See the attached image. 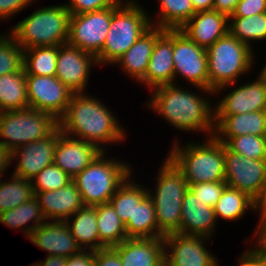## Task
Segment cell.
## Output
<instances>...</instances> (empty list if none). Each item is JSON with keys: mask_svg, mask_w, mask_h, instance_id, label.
<instances>
[{"mask_svg": "<svg viewBox=\"0 0 266 266\" xmlns=\"http://www.w3.org/2000/svg\"><path fill=\"white\" fill-rule=\"evenodd\" d=\"M259 73L260 74L258 76L266 82V64L262 66V70Z\"/></svg>", "mask_w": 266, "mask_h": 266, "instance_id": "54", "label": "cell"}, {"mask_svg": "<svg viewBox=\"0 0 266 266\" xmlns=\"http://www.w3.org/2000/svg\"><path fill=\"white\" fill-rule=\"evenodd\" d=\"M29 108L26 73L22 69L0 76V112Z\"/></svg>", "mask_w": 266, "mask_h": 266, "instance_id": "30", "label": "cell"}, {"mask_svg": "<svg viewBox=\"0 0 266 266\" xmlns=\"http://www.w3.org/2000/svg\"><path fill=\"white\" fill-rule=\"evenodd\" d=\"M10 180L0 177V214L11 210L35 196L32 182L14 174Z\"/></svg>", "mask_w": 266, "mask_h": 266, "instance_id": "37", "label": "cell"}, {"mask_svg": "<svg viewBox=\"0 0 266 266\" xmlns=\"http://www.w3.org/2000/svg\"><path fill=\"white\" fill-rule=\"evenodd\" d=\"M158 4L157 19L150 17L155 27L180 29L195 14L191 0H158Z\"/></svg>", "mask_w": 266, "mask_h": 266, "instance_id": "33", "label": "cell"}, {"mask_svg": "<svg viewBox=\"0 0 266 266\" xmlns=\"http://www.w3.org/2000/svg\"><path fill=\"white\" fill-rule=\"evenodd\" d=\"M125 229L128 238H158L155 205L149 194L135 207Z\"/></svg>", "mask_w": 266, "mask_h": 266, "instance_id": "32", "label": "cell"}, {"mask_svg": "<svg viewBox=\"0 0 266 266\" xmlns=\"http://www.w3.org/2000/svg\"><path fill=\"white\" fill-rule=\"evenodd\" d=\"M255 245L251 248V250L266 264V249L255 240Z\"/></svg>", "mask_w": 266, "mask_h": 266, "instance_id": "53", "label": "cell"}, {"mask_svg": "<svg viewBox=\"0 0 266 266\" xmlns=\"http://www.w3.org/2000/svg\"><path fill=\"white\" fill-rule=\"evenodd\" d=\"M37 0H0V21L9 20ZM12 16V17H11ZM9 18V19H8Z\"/></svg>", "mask_w": 266, "mask_h": 266, "instance_id": "44", "label": "cell"}, {"mask_svg": "<svg viewBox=\"0 0 266 266\" xmlns=\"http://www.w3.org/2000/svg\"><path fill=\"white\" fill-rule=\"evenodd\" d=\"M58 127L45 139L34 141L11 152L12 163L17 161L14 175L32 180L46 166L53 164Z\"/></svg>", "mask_w": 266, "mask_h": 266, "instance_id": "16", "label": "cell"}, {"mask_svg": "<svg viewBox=\"0 0 266 266\" xmlns=\"http://www.w3.org/2000/svg\"><path fill=\"white\" fill-rule=\"evenodd\" d=\"M98 65L96 57L78 47L58 46L56 77L74 93H85L91 68Z\"/></svg>", "mask_w": 266, "mask_h": 266, "instance_id": "15", "label": "cell"}, {"mask_svg": "<svg viewBox=\"0 0 266 266\" xmlns=\"http://www.w3.org/2000/svg\"><path fill=\"white\" fill-rule=\"evenodd\" d=\"M256 211L260 216L262 208L247 194L226 186L214 206L216 220L236 221L243 218L247 210ZM259 212V213H258Z\"/></svg>", "mask_w": 266, "mask_h": 266, "instance_id": "28", "label": "cell"}, {"mask_svg": "<svg viewBox=\"0 0 266 266\" xmlns=\"http://www.w3.org/2000/svg\"><path fill=\"white\" fill-rule=\"evenodd\" d=\"M45 260L38 261L39 266H66V259L60 256H47Z\"/></svg>", "mask_w": 266, "mask_h": 266, "instance_id": "51", "label": "cell"}, {"mask_svg": "<svg viewBox=\"0 0 266 266\" xmlns=\"http://www.w3.org/2000/svg\"><path fill=\"white\" fill-rule=\"evenodd\" d=\"M206 51L209 90L214 91V95L223 90L228 91L236 82L238 84L239 77L248 75L253 69L256 58L255 51L230 32L209 46Z\"/></svg>", "mask_w": 266, "mask_h": 266, "instance_id": "4", "label": "cell"}, {"mask_svg": "<svg viewBox=\"0 0 266 266\" xmlns=\"http://www.w3.org/2000/svg\"><path fill=\"white\" fill-rule=\"evenodd\" d=\"M23 50L9 33L0 34V76L23 69Z\"/></svg>", "mask_w": 266, "mask_h": 266, "instance_id": "39", "label": "cell"}, {"mask_svg": "<svg viewBox=\"0 0 266 266\" xmlns=\"http://www.w3.org/2000/svg\"><path fill=\"white\" fill-rule=\"evenodd\" d=\"M34 194L47 221H65L85 206L73 181L60 189Z\"/></svg>", "mask_w": 266, "mask_h": 266, "instance_id": "24", "label": "cell"}, {"mask_svg": "<svg viewBox=\"0 0 266 266\" xmlns=\"http://www.w3.org/2000/svg\"><path fill=\"white\" fill-rule=\"evenodd\" d=\"M46 221L47 220L43 216L41 207L35 196L18 207L0 214V223L12 230L15 229V231L17 229L22 230L21 232L26 238L29 237L31 232ZM30 222L32 223L31 226L28 225Z\"/></svg>", "mask_w": 266, "mask_h": 266, "instance_id": "29", "label": "cell"}, {"mask_svg": "<svg viewBox=\"0 0 266 266\" xmlns=\"http://www.w3.org/2000/svg\"><path fill=\"white\" fill-rule=\"evenodd\" d=\"M225 182L266 209V165L264 159H250L224 144Z\"/></svg>", "mask_w": 266, "mask_h": 266, "instance_id": "10", "label": "cell"}, {"mask_svg": "<svg viewBox=\"0 0 266 266\" xmlns=\"http://www.w3.org/2000/svg\"><path fill=\"white\" fill-rule=\"evenodd\" d=\"M92 96L86 92L74 93L65 113L57 120L58 128L66 136L92 143L105 151L104 145L120 144L127 135L116 115L98 97Z\"/></svg>", "mask_w": 266, "mask_h": 266, "instance_id": "2", "label": "cell"}, {"mask_svg": "<svg viewBox=\"0 0 266 266\" xmlns=\"http://www.w3.org/2000/svg\"><path fill=\"white\" fill-rule=\"evenodd\" d=\"M179 30L207 49L229 32V17L215 10L196 12Z\"/></svg>", "mask_w": 266, "mask_h": 266, "instance_id": "23", "label": "cell"}, {"mask_svg": "<svg viewBox=\"0 0 266 266\" xmlns=\"http://www.w3.org/2000/svg\"><path fill=\"white\" fill-rule=\"evenodd\" d=\"M111 18L112 7L99 11L71 14L67 43L96 57L105 43Z\"/></svg>", "mask_w": 266, "mask_h": 266, "instance_id": "12", "label": "cell"}, {"mask_svg": "<svg viewBox=\"0 0 266 266\" xmlns=\"http://www.w3.org/2000/svg\"><path fill=\"white\" fill-rule=\"evenodd\" d=\"M226 186L225 181L203 182L189 185V189L202 203L214 208Z\"/></svg>", "mask_w": 266, "mask_h": 266, "instance_id": "41", "label": "cell"}, {"mask_svg": "<svg viewBox=\"0 0 266 266\" xmlns=\"http://www.w3.org/2000/svg\"><path fill=\"white\" fill-rule=\"evenodd\" d=\"M28 240L47 256L68 258L82 250L65 221H46L31 232Z\"/></svg>", "mask_w": 266, "mask_h": 266, "instance_id": "19", "label": "cell"}, {"mask_svg": "<svg viewBox=\"0 0 266 266\" xmlns=\"http://www.w3.org/2000/svg\"><path fill=\"white\" fill-rule=\"evenodd\" d=\"M11 163V152L5 146L0 144V177H3L6 174Z\"/></svg>", "mask_w": 266, "mask_h": 266, "instance_id": "50", "label": "cell"}, {"mask_svg": "<svg viewBox=\"0 0 266 266\" xmlns=\"http://www.w3.org/2000/svg\"><path fill=\"white\" fill-rule=\"evenodd\" d=\"M58 46H37L23 50L26 75L55 76Z\"/></svg>", "mask_w": 266, "mask_h": 266, "instance_id": "35", "label": "cell"}, {"mask_svg": "<svg viewBox=\"0 0 266 266\" xmlns=\"http://www.w3.org/2000/svg\"><path fill=\"white\" fill-rule=\"evenodd\" d=\"M240 0H214L213 10L230 17Z\"/></svg>", "mask_w": 266, "mask_h": 266, "instance_id": "49", "label": "cell"}, {"mask_svg": "<svg viewBox=\"0 0 266 266\" xmlns=\"http://www.w3.org/2000/svg\"><path fill=\"white\" fill-rule=\"evenodd\" d=\"M253 111H266V82L259 76L226 92L214 105V115H235Z\"/></svg>", "mask_w": 266, "mask_h": 266, "instance_id": "17", "label": "cell"}, {"mask_svg": "<svg viewBox=\"0 0 266 266\" xmlns=\"http://www.w3.org/2000/svg\"><path fill=\"white\" fill-rule=\"evenodd\" d=\"M58 127L47 112L33 108L0 112V144L10 152L34 141L45 139Z\"/></svg>", "mask_w": 266, "mask_h": 266, "instance_id": "9", "label": "cell"}, {"mask_svg": "<svg viewBox=\"0 0 266 266\" xmlns=\"http://www.w3.org/2000/svg\"><path fill=\"white\" fill-rule=\"evenodd\" d=\"M112 248L123 266H165L163 238H128Z\"/></svg>", "mask_w": 266, "mask_h": 266, "instance_id": "22", "label": "cell"}, {"mask_svg": "<svg viewBox=\"0 0 266 266\" xmlns=\"http://www.w3.org/2000/svg\"><path fill=\"white\" fill-rule=\"evenodd\" d=\"M96 145L63 134L58 128L54 161L59 168L74 178L86 168L100 153Z\"/></svg>", "mask_w": 266, "mask_h": 266, "instance_id": "18", "label": "cell"}, {"mask_svg": "<svg viewBox=\"0 0 266 266\" xmlns=\"http://www.w3.org/2000/svg\"><path fill=\"white\" fill-rule=\"evenodd\" d=\"M174 84L180 76L188 84L209 89L207 51L179 29H173Z\"/></svg>", "mask_w": 266, "mask_h": 266, "instance_id": "11", "label": "cell"}, {"mask_svg": "<svg viewBox=\"0 0 266 266\" xmlns=\"http://www.w3.org/2000/svg\"><path fill=\"white\" fill-rule=\"evenodd\" d=\"M229 32L252 49V42L266 41V12L250 17H229Z\"/></svg>", "mask_w": 266, "mask_h": 266, "instance_id": "36", "label": "cell"}, {"mask_svg": "<svg viewBox=\"0 0 266 266\" xmlns=\"http://www.w3.org/2000/svg\"><path fill=\"white\" fill-rule=\"evenodd\" d=\"M99 249L114 247L125 239V224L110 203L96 205Z\"/></svg>", "mask_w": 266, "mask_h": 266, "instance_id": "31", "label": "cell"}, {"mask_svg": "<svg viewBox=\"0 0 266 266\" xmlns=\"http://www.w3.org/2000/svg\"><path fill=\"white\" fill-rule=\"evenodd\" d=\"M29 108L50 113L58 120L66 111L72 92L56 76L26 75Z\"/></svg>", "mask_w": 266, "mask_h": 266, "instance_id": "13", "label": "cell"}, {"mask_svg": "<svg viewBox=\"0 0 266 266\" xmlns=\"http://www.w3.org/2000/svg\"><path fill=\"white\" fill-rule=\"evenodd\" d=\"M256 228L252 239L256 238V240L266 249V209L262 210Z\"/></svg>", "mask_w": 266, "mask_h": 266, "instance_id": "47", "label": "cell"}, {"mask_svg": "<svg viewBox=\"0 0 266 266\" xmlns=\"http://www.w3.org/2000/svg\"><path fill=\"white\" fill-rule=\"evenodd\" d=\"M194 12L213 10L214 0H191Z\"/></svg>", "mask_w": 266, "mask_h": 266, "instance_id": "52", "label": "cell"}, {"mask_svg": "<svg viewBox=\"0 0 266 266\" xmlns=\"http://www.w3.org/2000/svg\"><path fill=\"white\" fill-rule=\"evenodd\" d=\"M65 222L82 250H99L96 206L80 208Z\"/></svg>", "mask_w": 266, "mask_h": 266, "instance_id": "27", "label": "cell"}, {"mask_svg": "<svg viewBox=\"0 0 266 266\" xmlns=\"http://www.w3.org/2000/svg\"><path fill=\"white\" fill-rule=\"evenodd\" d=\"M95 266H123L119 254L112 248L95 251Z\"/></svg>", "mask_w": 266, "mask_h": 266, "instance_id": "45", "label": "cell"}, {"mask_svg": "<svg viewBox=\"0 0 266 266\" xmlns=\"http://www.w3.org/2000/svg\"><path fill=\"white\" fill-rule=\"evenodd\" d=\"M130 175L111 197L109 203L114 208L121 221L126 224L133 217L135 207L148 194V187L136 184Z\"/></svg>", "mask_w": 266, "mask_h": 266, "instance_id": "34", "label": "cell"}, {"mask_svg": "<svg viewBox=\"0 0 266 266\" xmlns=\"http://www.w3.org/2000/svg\"><path fill=\"white\" fill-rule=\"evenodd\" d=\"M201 93L191 92L178 84L153 88L148 100L149 109L156 111L170 126L180 131L204 132L206 138L214 135V91L195 86ZM202 94V95H201ZM204 94V95H203ZM206 94L209 96L206 98ZM212 103V104H211Z\"/></svg>", "mask_w": 266, "mask_h": 266, "instance_id": "1", "label": "cell"}, {"mask_svg": "<svg viewBox=\"0 0 266 266\" xmlns=\"http://www.w3.org/2000/svg\"><path fill=\"white\" fill-rule=\"evenodd\" d=\"M165 31L164 28L152 26L113 64L121 66L137 83L144 77L156 39Z\"/></svg>", "mask_w": 266, "mask_h": 266, "instance_id": "25", "label": "cell"}, {"mask_svg": "<svg viewBox=\"0 0 266 266\" xmlns=\"http://www.w3.org/2000/svg\"><path fill=\"white\" fill-rule=\"evenodd\" d=\"M70 15L64 4L47 5L12 26L9 34L23 49L67 44Z\"/></svg>", "mask_w": 266, "mask_h": 266, "instance_id": "6", "label": "cell"}, {"mask_svg": "<svg viewBox=\"0 0 266 266\" xmlns=\"http://www.w3.org/2000/svg\"><path fill=\"white\" fill-rule=\"evenodd\" d=\"M208 239L181 233L165 235V266H219L218 257L205 247Z\"/></svg>", "mask_w": 266, "mask_h": 266, "instance_id": "14", "label": "cell"}, {"mask_svg": "<svg viewBox=\"0 0 266 266\" xmlns=\"http://www.w3.org/2000/svg\"><path fill=\"white\" fill-rule=\"evenodd\" d=\"M205 139L184 145L175 139L167 155L183 173L188 185L225 181L224 143L214 136Z\"/></svg>", "mask_w": 266, "mask_h": 266, "instance_id": "3", "label": "cell"}, {"mask_svg": "<svg viewBox=\"0 0 266 266\" xmlns=\"http://www.w3.org/2000/svg\"><path fill=\"white\" fill-rule=\"evenodd\" d=\"M180 233L183 235L212 238L217 220L214 208L205 205L188 189L181 205Z\"/></svg>", "mask_w": 266, "mask_h": 266, "instance_id": "21", "label": "cell"}, {"mask_svg": "<svg viewBox=\"0 0 266 266\" xmlns=\"http://www.w3.org/2000/svg\"><path fill=\"white\" fill-rule=\"evenodd\" d=\"M30 266H39V264H38V262L37 263H33L32 265H30Z\"/></svg>", "mask_w": 266, "mask_h": 266, "instance_id": "55", "label": "cell"}, {"mask_svg": "<svg viewBox=\"0 0 266 266\" xmlns=\"http://www.w3.org/2000/svg\"><path fill=\"white\" fill-rule=\"evenodd\" d=\"M237 266H266V264L249 248L241 254Z\"/></svg>", "mask_w": 266, "mask_h": 266, "instance_id": "48", "label": "cell"}, {"mask_svg": "<svg viewBox=\"0 0 266 266\" xmlns=\"http://www.w3.org/2000/svg\"><path fill=\"white\" fill-rule=\"evenodd\" d=\"M231 151L250 159H264L266 136L246 134L241 136H214Z\"/></svg>", "mask_w": 266, "mask_h": 266, "instance_id": "38", "label": "cell"}, {"mask_svg": "<svg viewBox=\"0 0 266 266\" xmlns=\"http://www.w3.org/2000/svg\"><path fill=\"white\" fill-rule=\"evenodd\" d=\"M123 0H68L64 5L70 14H81L92 11H99L109 7L118 6Z\"/></svg>", "mask_w": 266, "mask_h": 266, "instance_id": "42", "label": "cell"}, {"mask_svg": "<svg viewBox=\"0 0 266 266\" xmlns=\"http://www.w3.org/2000/svg\"><path fill=\"white\" fill-rule=\"evenodd\" d=\"M66 266H95V250H81L66 259Z\"/></svg>", "mask_w": 266, "mask_h": 266, "instance_id": "46", "label": "cell"}, {"mask_svg": "<svg viewBox=\"0 0 266 266\" xmlns=\"http://www.w3.org/2000/svg\"><path fill=\"white\" fill-rule=\"evenodd\" d=\"M105 154L107 152L102 151L72 179L80 191L85 206L109 203L118 188L133 174L128 162L107 158Z\"/></svg>", "mask_w": 266, "mask_h": 266, "instance_id": "7", "label": "cell"}, {"mask_svg": "<svg viewBox=\"0 0 266 266\" xmlns=\"http://www.w3.org/2000/svg\"><path fill=\"white\" fill-rule=\"evenodd\" d=\"M266 12V0H240L230 17H250Z\"/></svg>", "mask_w": 266, "mask_h": 266, "instance_id": "43", "label": "cell"}, {"mask_svg": "<svg viewBox=\"0 0 266 266\" xmlns=\"http://www.w3.org/2000/svg\"><path fill=\"white\" fill-rule=\"evenodd\" d=\"M151 27L150 14L136 0H123L112 7L110 28L96 56L98 65L114 64Z\"/></svg>", "mask_w": 266, "mask_h": 266, "instance_id": "5", "label": "cell"}, {"mask_svg": "<svg viewBox=\"0 0 266 266\" xmlns=\"http://www.w3.org/2000/svg\"><path fill=\"white\" fill-rule=\"evenodd\" d=\"M160 166L156 188L153 191L148 188V194L155 205L158 238H163L170 233H180L181 205L189 185L183 173L168 157Z\"/></svg>", "mask_w": 266, "mask_h": 266, "instance_id": "8", "label": "cell"}, {"mask_svg": "<svg viewBox=\"0 0 266 266\" xmlns=\"http://www.w3.org/2000/svg\"><path fill=\"white\" fill-rule=\"evenodd\" d=\"M213 136H266V111H253L235 115H214Z\"/></svg>", "mask_w": 266, "mask_h": 266, "instance_id": "26", "label": "cell"}, {"mask_svg": "<svg viewBox=\"0 0 266 266\" xmlns=\"http://www.w3.org/2000/svg\"><path fill=\"white\" fill-rule=\"evenodd\" d=\"M139 83L150 90L174 84L173 29H165L156 39L145 77Z\"/></svg>", "mask_w": 266, "mask_h": 266, "instance_id": "20", "label": "cell"}, {"mask_svg": "<svg viewBox=\"0 0 266 266\" xmlns=\"http://www.w3.org/2000/svg\"><path fill=\"white\" fill-rule=\"evenodd\" d=\"M264 160H265V165H266V152H265V157H264Z\"/></svg>", "mask_w": 266, "mask_h": 266, "instance_id": "56", "label": "cell"}, {"mask_svg": "<svg viewBox=\"0 0 266 266\" xmlns=\"http://www.w3.org/2000/svg\"><path fill=\"white\" fill-rule=\"evenodd\" d=\"M72 179L66 172L53 163L41 170L31 182L34 192H45L65 187L72 182Z\"/></svg>", "mask_w": 266, "mask_h": 266, "instance_id": "40", "label": "cell"}]
</instances>
